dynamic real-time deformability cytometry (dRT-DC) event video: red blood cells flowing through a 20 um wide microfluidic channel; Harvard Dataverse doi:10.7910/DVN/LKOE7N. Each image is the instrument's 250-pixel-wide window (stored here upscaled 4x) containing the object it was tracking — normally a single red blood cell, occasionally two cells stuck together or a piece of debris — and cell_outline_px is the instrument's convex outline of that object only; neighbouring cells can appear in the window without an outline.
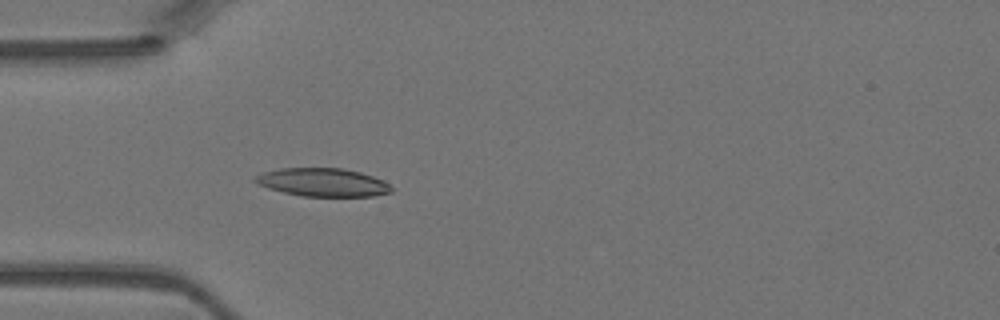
{"species": "Egyptian fruit bat (a non-hibernating species)", "species_latin": "Rousettus aegyptiacus", "temperature_condition": "warm", "stored_images_in_passage": 41, "camera_frame_rate_fps": 3000, "um_per_image_px": 0.085, "animal": {"sex": "female"}, "frame": {"image": 1, "passage_image": 10, "time_ms": 3.0, "image_size_px": [1000, 320], "cell_outline_px": [[392, 192], [372, 196], [300, 196], [268, 188], [256, 184], [252, 180], [252, 176], [264, 172], [280, 168], [344, 168], [360, 172], [384, 180], [392, 188]], "centroid_in_image_um": [27.39, 15.49], "position_along_channel_um": 57.6, "area_um2": 22.54}}
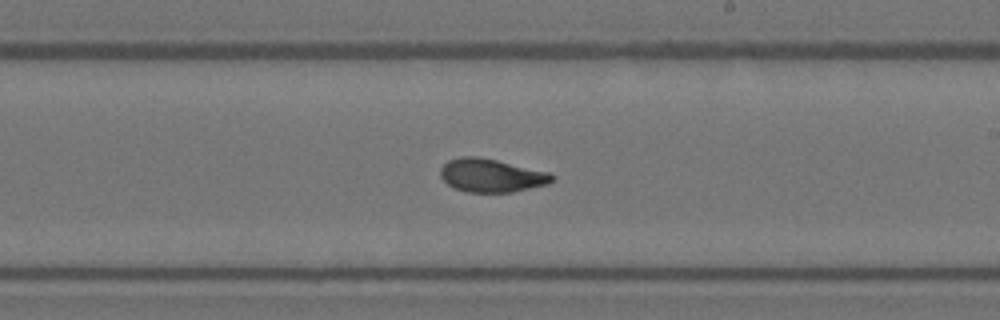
{"frame": {"image": 2, "passage_image": 23, "time_ms": 7.333, "image_size_px": [1000, 320], "cell_outline_px": [[556, 176], [548, 184], [512, 192], [468, 192], [452, 188], [440, 176], [440, 168], [448, 160], [460, 156], [476, 156], [496, 160], [548, 172]], "centroid_in_image_um": [41.73, 14.91], "position_along_channel_um": 247.3, "area_um2": 21.62}}
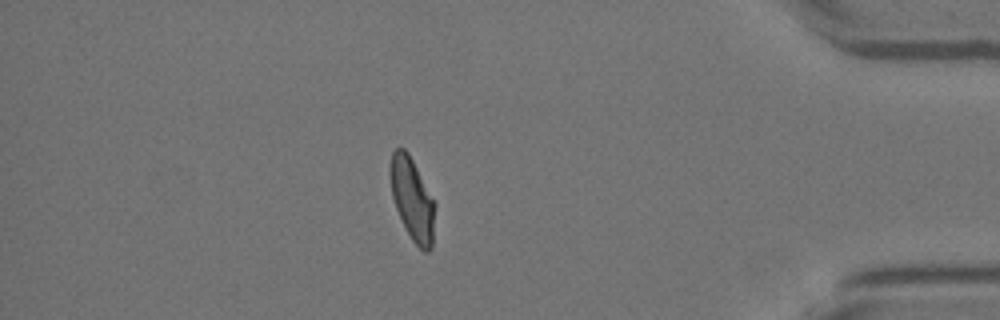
{"frame": {"image": 3, "passage_image": 36, "time_ms": 11.667, "image_size_px": [1000, 320], "cell_outline_px": [[436, 204], [432, 248], [428, 252], [424, 252], [412, 240], [396, 208], [392, 196], [388, 176], [388, 168], [392, 152], [396, 148], [404, 148], [408, 152]], "centroid_in_image_um": [35.03, 16.9], "position_along_channel_um": 400.2, "area_um2": 21.62}}